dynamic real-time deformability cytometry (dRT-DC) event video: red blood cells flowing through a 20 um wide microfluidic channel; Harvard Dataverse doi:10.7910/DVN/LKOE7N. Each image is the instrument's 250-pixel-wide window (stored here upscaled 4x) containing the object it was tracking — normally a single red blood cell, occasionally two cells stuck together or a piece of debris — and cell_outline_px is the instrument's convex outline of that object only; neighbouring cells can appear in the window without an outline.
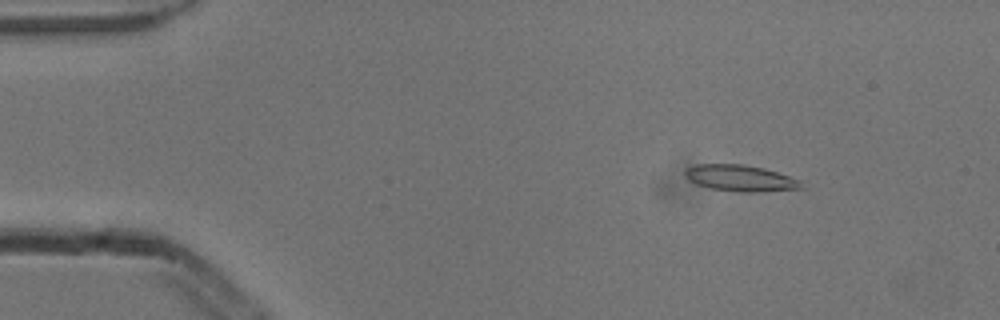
{"species": "common noctule bat (a hibernating species)", "species_latin": "Nyctalus noctula", "temperature_condition": "cold", "stored_images_in_passage": 3, "camera_frame_rate_fps": 3000, "um_per_image_px": 0.085, "animal": {"sex": "male", "body_mass_g": 13.3}, "frame": {"image": 1, "passage_image": 2, "time_ms": 0.333, "image_size_px": [1000, 320], "cell_outline_px": [[808, 188], [764, 192], [740, 192], [712, 188], [696, 184], [688, 180], [684, 172], [688, 168], [696, 164], [744, 164], [764, 168], [800, 180]], "centroid_in_image_um": [62.99, 15.15], "position_along_channel_um": 22.0, "area_um2": 17.98}}